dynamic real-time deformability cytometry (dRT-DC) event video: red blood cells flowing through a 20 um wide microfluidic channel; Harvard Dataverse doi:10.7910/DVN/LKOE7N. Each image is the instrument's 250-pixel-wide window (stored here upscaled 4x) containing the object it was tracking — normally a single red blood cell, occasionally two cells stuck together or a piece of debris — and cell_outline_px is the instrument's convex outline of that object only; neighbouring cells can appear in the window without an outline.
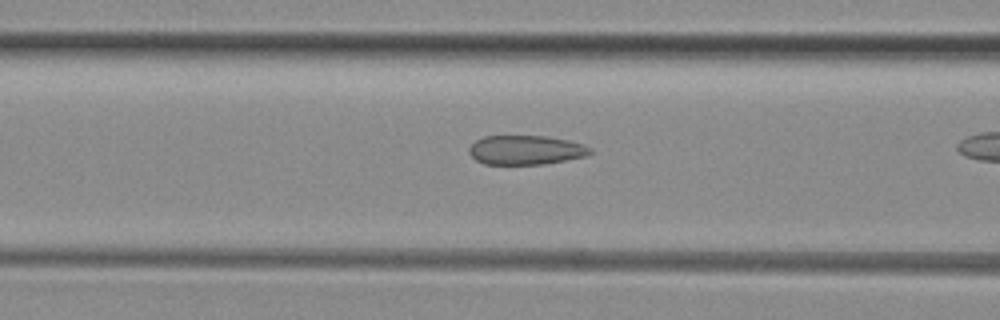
{"species": "common noctule bat (a hibernating species)", "species_latin": "Nyctalus noctula", "temperature_condition": "room temperature", "stored_images_in_passage": 11, "camera_frame_rate_fps": 3000, "um_per_image_px": 0.085, "animal": {"sex": "female", "body_mass_g": 29.2, "forearm_length_mm": 56.3}, "frame": {"image": 1, "passage_image": 10, "time_ms": 3.0, "image_size_px": [1000, 320], "cell_outline_px": [[592, 152], [584, 156], [544, 164], [484, 164], [476, 160], [468, 152], [468, 148], [476, 140], [484, 136], [544, 136], [568, 140], [584, 144], [592, 148]], "centroid_in_image_um": [44.67, 12.75], "position_along_channel_um": 121.9, "area_um2": 20.58}}